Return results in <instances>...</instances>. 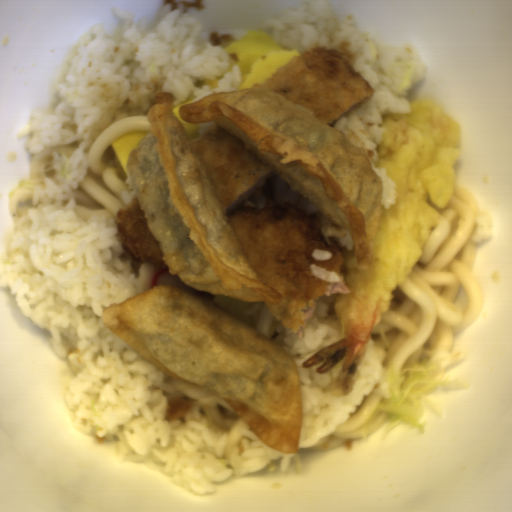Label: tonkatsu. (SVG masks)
Instances as JSON below:
<instances>
[{
	"label": "tonkatsu",
	"instance_id": "obj_2",
	"mask_svg": "<svg viewBox=\"0 0 512 512\" xmlns=\"http://www.w3.org/2000/svg\"><path fill=\"white\" fill-rule=\"evenodd\" d=\"M261 86L313 111L328 127L374 89L340 54L324 46L297 55Z\"/></svg>",
	"mask_w": 512,
	"mask_h": 512
},
{
	"label": "tonkatsu",
	"instance_id": "obj_3",
	"mask_svg": "<svg viewBox=\"0 0 512 512\" xmlns=\"http://www.w3.org/2000/svg\"><path fill=\"white\" fill-rule=\"evenodd\" d=\"M147 222L137 195L118 210L115 223L122 248L135 260L166 266L162 249Z\"/></svg>",
	"mask_w": 512,
	"mask_h": 512
},
{
	"label": "tonkatsu",
	"instance_id": "obj_1",
	"mask_svg": "<svg viewBox=\"0 0 512 512\" xmlns=\"http://www.w3.org/2000/svg\"><path fill=\"white\" fill-rule=\"evenodd\" d=\"M220 199L243 253L258 277L278 290L279 304L258 301L292 335L301 336L321 297L350 293L342 280L314 277L310 265L341 273L338 247L323 233L317 218L288 206L254 207L250 201L275 171L241 139L216 122L192 142ZM332 258L317 261L313 250Z\"/></svg>",
	"mask_w": 512,
	"mask_h": 512
}]
</instances>
